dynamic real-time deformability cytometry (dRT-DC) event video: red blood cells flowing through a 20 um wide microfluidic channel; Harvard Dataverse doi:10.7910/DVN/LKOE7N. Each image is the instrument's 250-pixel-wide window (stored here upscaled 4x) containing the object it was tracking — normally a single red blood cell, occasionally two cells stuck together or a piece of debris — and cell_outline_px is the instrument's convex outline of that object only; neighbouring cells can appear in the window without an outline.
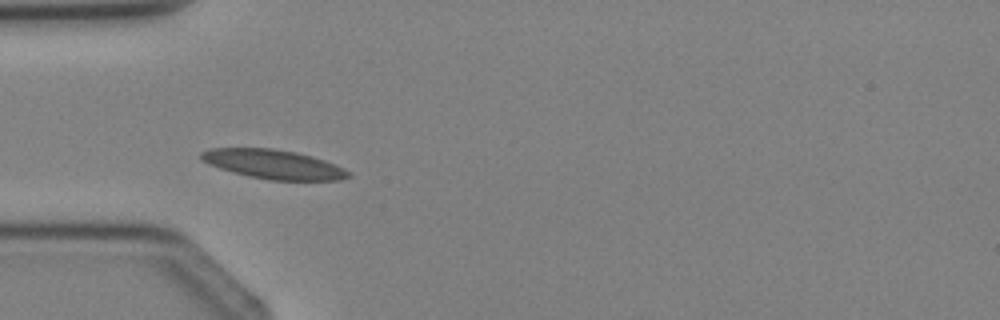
{"species": "Egyptian fruit bat (a non-hibernating species)", "species_latin": "Rousettus aegyptiacus", "temperature_condition": "cold", "stored_images_in_passage": 2, "camera_frame_rate_fps": 3000, "um_per_image_px": 0.085, "animal": {"sex": "female"}, "frame": {"image": 1, "passage_image": 2, "time_ms": 1.0, "image_size_px": [1000, 320], "cell_outline_px": [[352, 176], [340, 180], [268, 180], [248, 176], [232, 172], [208, 164], [200, 160], [200, 152], [208, 148], [272, 148], [296, 152], [312, 156], [324, 160], [344, 168], [352, 172]], "centroid_in_image_um": [23.24, 13.96], "position_along_channel_um": 61.8, "area_um2": 25.26}}